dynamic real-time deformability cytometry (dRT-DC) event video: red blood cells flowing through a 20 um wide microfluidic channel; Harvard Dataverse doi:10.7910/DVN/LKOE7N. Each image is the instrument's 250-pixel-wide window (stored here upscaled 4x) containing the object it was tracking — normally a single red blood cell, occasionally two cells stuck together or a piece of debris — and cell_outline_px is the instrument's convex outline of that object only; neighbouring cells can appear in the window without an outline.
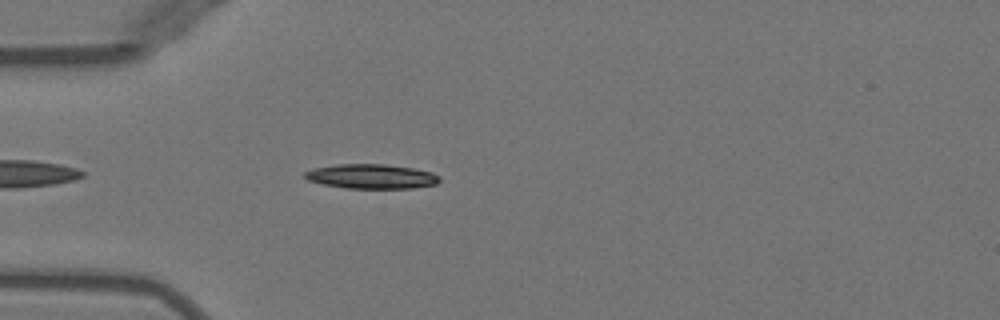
{"species": "Egyptian fruit bat (a non-hibernating species)", "species_latin": "Rousettus aegyptiacus", "temperature_condition": "warm", "stored_images_in_passage": 41, "camera_frame_rate_fps": 3000, "um_per_image_px": 0.085, "animal": {"sex": "female"}, "frame": {"image": 1, "passage_image": 5, "time_ms": 1.333, "image_size_px": [1000, 320], "cell_outline_px": [[440, 180], [436, 184], [412, 188], [348, 188], [324, 184], [308, 180], [304, 176], [304, 172], [316, 168], [336, 164], [384, 164], [412, 168], [432, 172], [440, 176]], "centroid_in_image_um": [31.6, 14.99], "position_along_channel_um": 53.4, "area_um2": 19.07}}
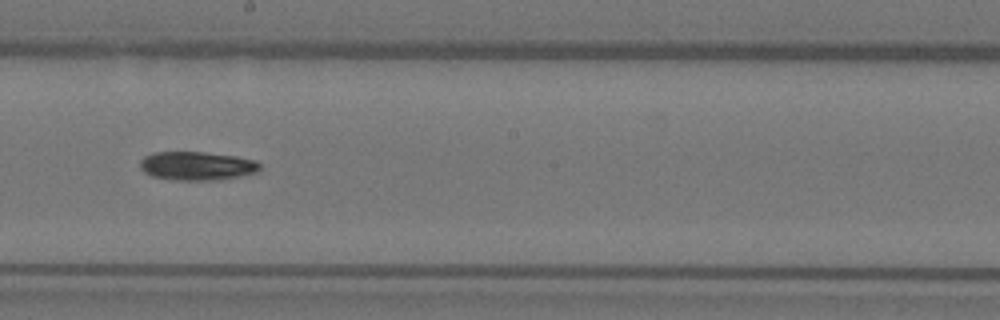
{"frame": {"image": 2, "passage_image": 19, "time_ms": 6.0, "image_size_px": [1000, 320], "cell_outline_px": [[260, 168], [256, 172], [240, 176], [220, 180], [176, 180], [152, 176], [144, 172], [140, 168], [140, 160], [144, 156], [156, 152], [204, 152], [236, 156], [256, 160], [260, 164]], "centroid_in_image_um": [16.74, 14.1], "position_along_channel_um": 231.5, "area_um2": 20.06}}
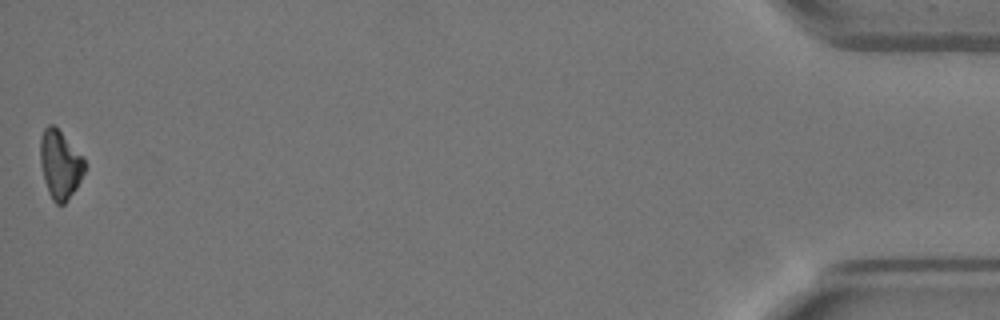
{"frame": {"image": 3, "passage_image": 41, "time_ms": 13.333, "image_size_px": [1000, 320], "cell_outline_px": [[84, 172], [76, 188], [68, 200], [64, 204], [56, 204], [52, 200], [48, 192], [44, 180], [40, 164], [40, 136], [44, 128], [48, 124], [52, 124], [60, 132], [84, 160]], "centroid_in_image_um": [5.06, 14.02], "position_along_channel_um": 430.1, "area_um2": 17.34}, "authors_computed_cell_mechanics": {"area_um2": 18.9584, "velocity_mm_per_s": 3.99, "shape_relaxation_time_tau1_ms": 3.8954, "shape_relaxation_time_tau2_ms": null, "deformation_change_tau1": 0.1973, "deformation_change_tau2": null}}